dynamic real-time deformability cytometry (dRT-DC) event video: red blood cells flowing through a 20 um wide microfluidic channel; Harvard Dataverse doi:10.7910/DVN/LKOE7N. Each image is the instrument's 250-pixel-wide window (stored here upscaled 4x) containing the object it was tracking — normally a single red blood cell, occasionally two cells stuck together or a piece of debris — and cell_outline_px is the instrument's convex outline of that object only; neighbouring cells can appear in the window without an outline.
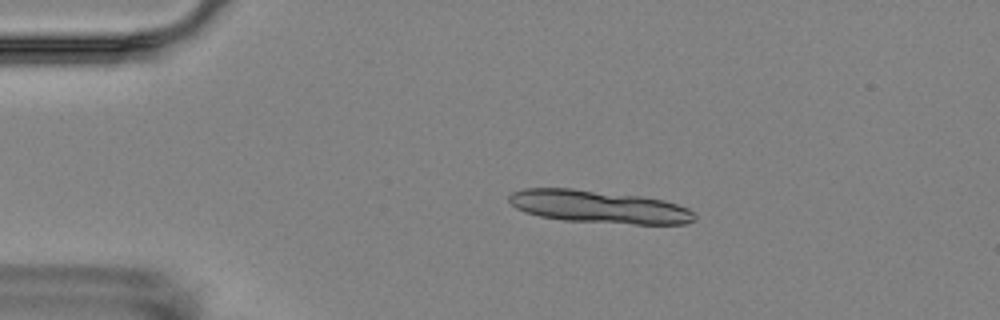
{"species": "Egyptian fruit bat (a non-hibernating species)", "species_latin": "Rousettus aegyptiacus", "temperature_condition": "room temperature", "stored_images_in_passage": 6, "camera_frame_rate_fps": 3000, "um_per_image_px": 0.085, "animal": {"sex": "female"}, "frame": {"image": 1, "passage_image": 2, "time_ms": 1.0, "image_size_px": [1000, 320], "cell_outline_px": [[696, 220], [688, 224], [632, 224], [564, 220], [540, 216], [524, 212], [516, 208], [508, 200], [508, 196], [512, 192], [524, 188], [572, 188], [640, 196], [664, 200], [688, 208], [696, 216]], "centroid_in_image_um": [50.91, 17.57], "position_along_channel_um": 34.1, "area_um2": 35.43}}